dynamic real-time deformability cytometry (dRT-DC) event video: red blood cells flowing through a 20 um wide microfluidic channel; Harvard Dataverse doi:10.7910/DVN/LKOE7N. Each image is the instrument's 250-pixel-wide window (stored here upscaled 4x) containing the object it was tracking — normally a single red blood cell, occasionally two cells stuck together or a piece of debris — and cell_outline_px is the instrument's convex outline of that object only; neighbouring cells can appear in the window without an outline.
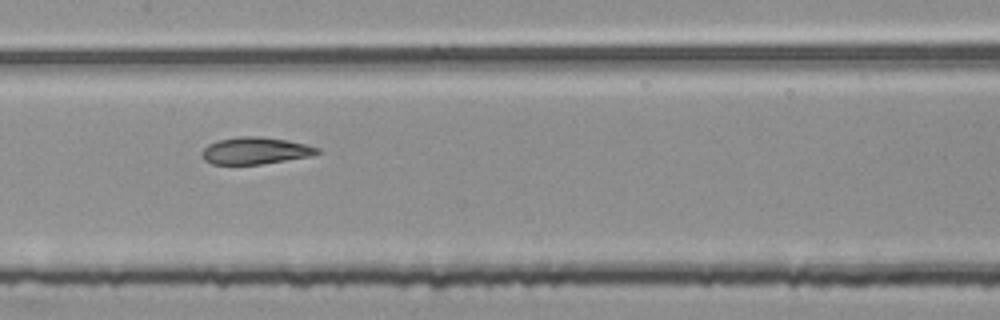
{"species": "common noctule bat (a hibernating species)", "species_latin": "Nyctalus noctula", "temperature_condition": "room temperature", "stored_images_in_passage": 53, "segment_of_instrument_passage": [2, 2], "camera_frame_rate_fps": 3000, "um_per_image_px": 0.085, "animal": {"sex": "female", "body_mass_g": 25.1}, "frame": {"image": 1, "passage_image": 26, "time_ms": 8.333, "image_size_px": [1000, 320], "cell_outline_px": [[324, 152], [308, 156], [260, 164], [212, 164], [204, 160], [200, 156], [200, 152], [208, 144], [216, 140], [240, 136], [260, 136], [288, 140], [320, 148]], "centroid_in_image_um": [21.66, 12.8], "position_along_channel_um": 185.7, "area_um2": 18.21}}
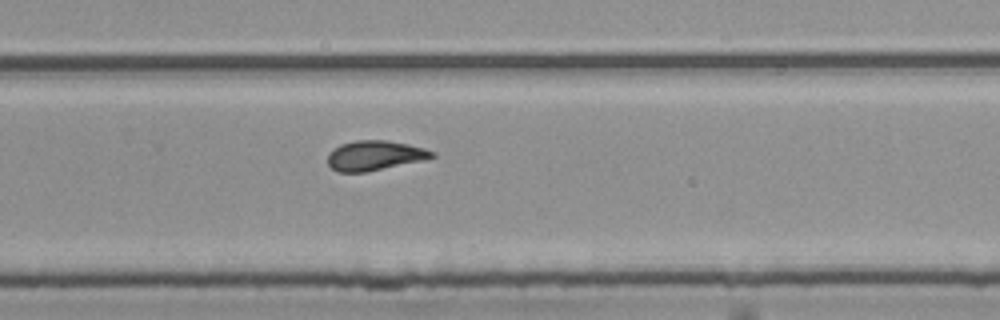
{"frame": {"image": 2, "passage_image": 35, "time_ms": 11.333, "image_size_px": [1000, 320], "cell_outline_px": [[436, 156], [424, 160], [364, 172], [336, 172], [328, 164], [328, 152], [332, 148], [340, 144], [356, 140], [388, 140], [408, 144], [424, 148], [436, 152]], "centroid_in_image_um": [31.83, 13.21], "position_along_channel_um": 298.0, "area_um2": 18.21}}
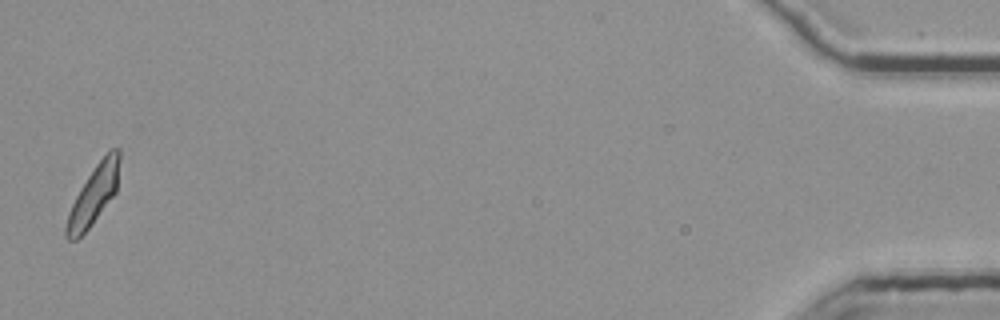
{"frame": {"image": 3, "passage_image": 53, "time_ms": 17.333, "image_size_px": [1000, 320], "cell_outline_px": [[120, 160], [116, 192], [88, 228], [76, 240], [68, 240], [64, 236], [64, 228], [68, 212], [80, 188], [96, 164], [112, 148], [120, 148]], "centroid_in_image_um": [7.94, 16.59], "position_along_channel_um": 427.3, "area_um2": 17.98}}